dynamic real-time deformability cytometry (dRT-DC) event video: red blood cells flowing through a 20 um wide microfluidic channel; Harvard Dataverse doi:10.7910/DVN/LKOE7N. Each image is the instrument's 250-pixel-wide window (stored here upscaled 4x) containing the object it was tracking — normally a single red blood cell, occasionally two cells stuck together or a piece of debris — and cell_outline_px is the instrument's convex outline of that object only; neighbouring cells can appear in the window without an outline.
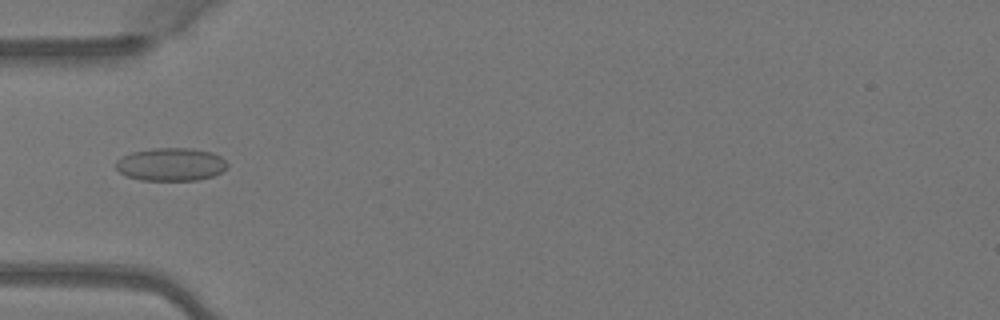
{"species": "Egyptian fruit bat (a non-hibernating species)", "species_latin": "Rousettus aegyptiacus", "temperature_condition": "warm", "stored_images_in_passage": 4, "camera_frame_rate_fps": 3000, "um_per_image_px": 0.085, "animal": {"sex": "female"}, "frame": {"image": 1, "passage_image": 4, "time_ms": 1.0, "image_size_px": [1000, 320], "cell_outline_px": [[228, 168], [212, 176], [200, 180], [140, 180], [124, 176], [116, 168], [116, 160], [132, 152], [156, 148], [192, 148], [212, 152], [220, 156], [228, 164]], "centroid_in_image_um": [14.53, 13.98], "position_along_channel_um": 70.5, "area_um2": 21.5}}